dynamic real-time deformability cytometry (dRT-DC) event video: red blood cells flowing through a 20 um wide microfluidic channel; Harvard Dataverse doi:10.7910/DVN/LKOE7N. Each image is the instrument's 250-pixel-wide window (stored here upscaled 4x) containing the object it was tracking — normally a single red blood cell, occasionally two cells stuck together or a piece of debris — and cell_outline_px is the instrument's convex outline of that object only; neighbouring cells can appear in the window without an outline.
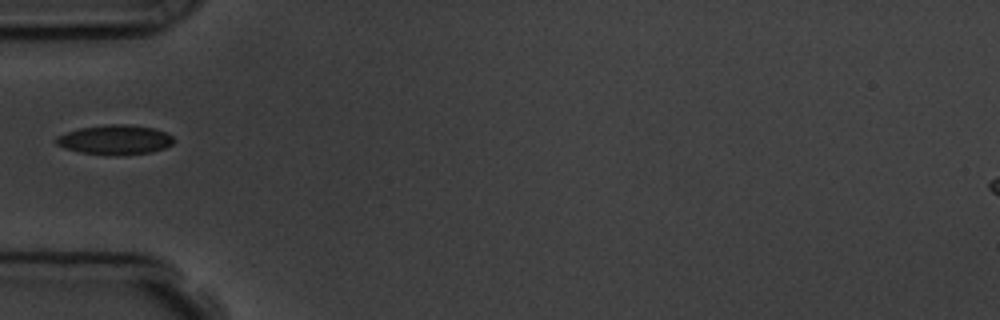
{"species": "common noctule bat (a hibernating species)", "species_latin": "Nyctalus noctula", "temperature_condition": "room temperature", "stored_images_in_passage": 7, "camera_frame_rate_fps": 3000, "um_per_image_px": 0.085, "animal": {"sex": "male", "body_mass_g": 19.5, "forearm_length_mm": 54.6}, "frame": {"image": 1, "passage_image": 3, "time_ms": 2.333, "image_size_px": [1000, 320], "cell_outline_px": [[176, 140], [172, 144], [164, 148], [152, 152], [80, 152], [56, 144], [56, 136], [80, 128], [108, 124], [128, 124], [152, 128], [168, 132]], "centroid_in_image_um": [9.83, 11.82], "position_along_channel_um": 75.2, "area_um2": 19.25}}